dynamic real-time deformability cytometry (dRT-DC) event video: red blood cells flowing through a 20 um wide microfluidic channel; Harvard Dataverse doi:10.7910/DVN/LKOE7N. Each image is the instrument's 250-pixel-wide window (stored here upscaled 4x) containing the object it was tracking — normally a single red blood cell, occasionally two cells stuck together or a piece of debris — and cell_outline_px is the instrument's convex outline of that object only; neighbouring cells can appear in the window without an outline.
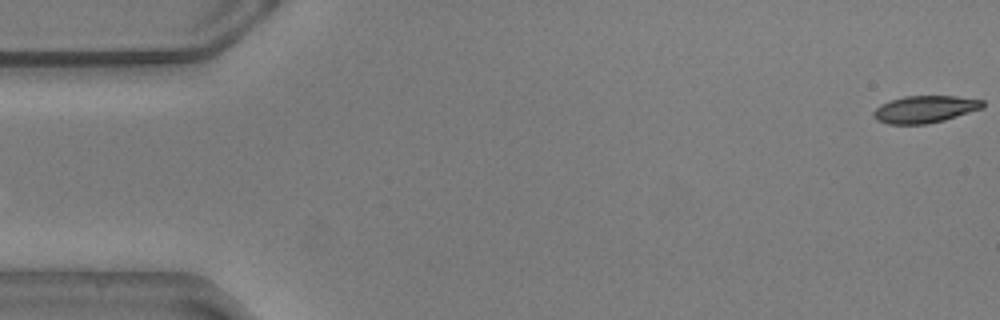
{"species": "common noctule bat (a hibernating species)", "species_latin": "Nyctalus noctula", "temperature_condition": "warm", "stored_images_in_passage": 56, "camera_frame_rate_fps": 3000, "um_per_image_px": 0.085, "animal": {"sex": "male", "body_mass_g": 20.5, "forearm_length_mm": 52.5}, "frame": {"image": 1, "passage_image": 1, "time_ms": 0.0, "image_size_px": [1000, 320], "cell_outline_px": [[984, 108], [944, 120], [928, 124], [888, 124], [876, 120], [872, 116], [872, 112], [880, 104], [904, 96], [956, 96], [984, 100]], "centroid_in_image_um": [78.61, 9.29], "position_along_channel_um": 6.4, "area_um2": 17.4}}
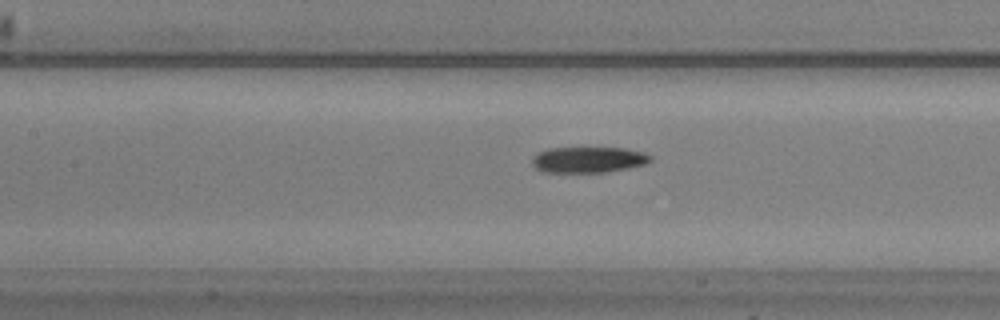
{"frame": {"image": 2, "passage_image": 25, "time_ms": 8.0, "image_size_px": [1000, 320], "cell_outline_px": [[652, 160], [644, 164], [628, 168], [604, 172], [544, 172], [536, 168], [532, 164], [532, 156], [536, 152], [548, 148], [624, 148], [644, 152], [652, 156]], "centroid_in_image_um": [49.98, 13.57], "position_along_channel_um": 157.4, "area_um2": 17.92}}
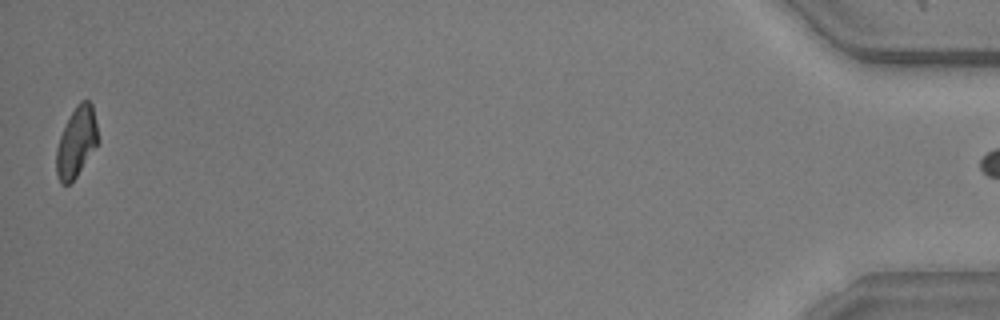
{"frame": {"image": 3, "passage_image": 56, "time_ms": 18.333, "image_size_px": [1000, 320], "cell_outline_px": [[96, 144], [76, 176], [68, 184], [60, 184], [56, 172], [56, 148], [60, 136], [76, 104], [80, 100], [88, 100], [92, 104], [96, 124]], "centroid_in_image_um": [6.45, 12.07], "position_along_channel_um": 428.7, "area_um2": 16.36}, "authors_computed_cell_mechanics": {"area_um2": 18.207, "velocity_mm_per_s": 3.5873, "shape_relaxation_time_tau1_ms": 6.6562, "shape_relaxation_time_tau2_ms": null, "deformation_change_tau1": 0.1904, "deformation_change_tau2": null}}